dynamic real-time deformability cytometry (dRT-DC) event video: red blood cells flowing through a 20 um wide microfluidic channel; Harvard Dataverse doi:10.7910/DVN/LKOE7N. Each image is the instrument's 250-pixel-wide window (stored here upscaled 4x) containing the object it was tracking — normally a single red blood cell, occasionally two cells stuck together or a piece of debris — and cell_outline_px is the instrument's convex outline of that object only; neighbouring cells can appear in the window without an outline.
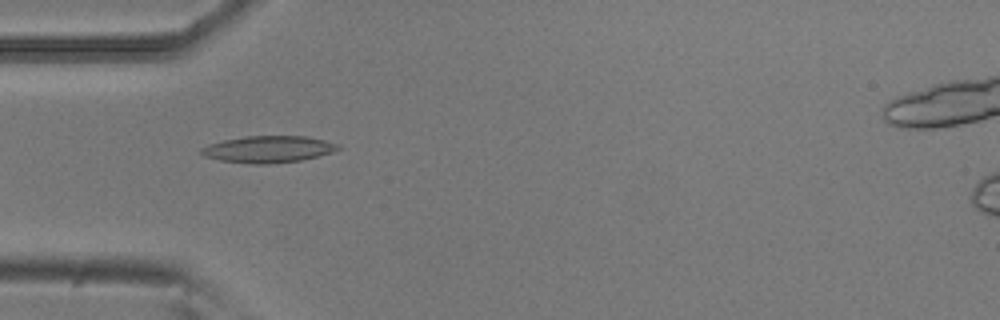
{"species": "common noctule bat (a hibernating species)", "species_latin": "Nyctalus noctula", "temperature_condition": "room temperature", "stored_images_in_passage": 53, "camera_frame_rate_fps": 3000, "um_per_image_px": 0.085, "animal": {"sex": "male", "body_mass_g": 20.5, "forearm_length_mm": 52.5}, "frame": {"image": 1, "passage_image": 16, "time_ms": 5.0, "image_size_px": [1000, 320], "cell_outline_px": [[340, 148], [332, 152], [300, 160], [268, 164], [252, 164], [220, 160], [204, 156], [200, 152], [200, 148], [208, 144], [224, 140], [244, 136], [304, 136], [324, 140], [340, 144]], "centroid_in_image_um": [22.78, 12.68], "position_along_channel_um": 62.2, "area_um2": 21.21}}
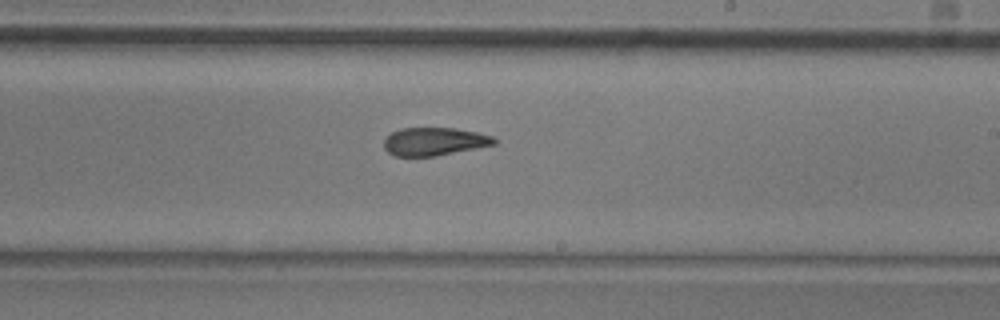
{"frame": {"image": 2, "passage_image": 31, "time_ms": 10.0, "image_size_px": [1000, 320], "cell_outline_px": [[496, 144], [436, 156], [396, 156], [388, 152], [384, 148], [384, 140], [392, 132], [400, 128], [456, 128], [476, 132], [492, 136], [496, 140]], "centroid_in_image_um": [36.91, 12.02], "position_along_channel_um": 252.1, "area_um2": 17.92}}
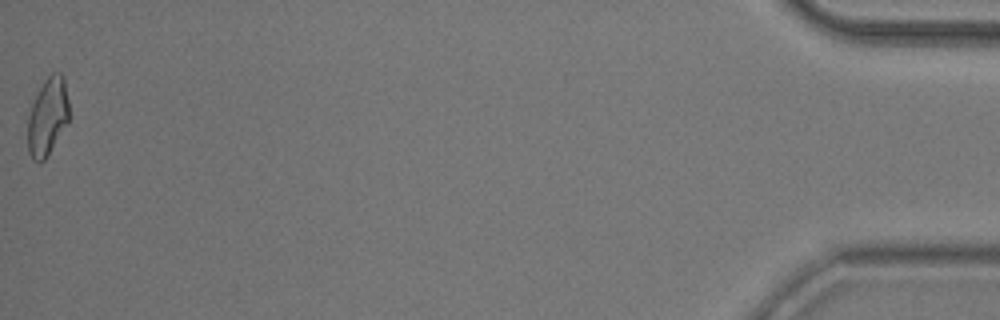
{"frame": {"image": 3, "passage_image": 53, "time_ms": 17.333, "image_size_px": [1000, 320], "cell_outline_px": [[68, 120], [48, 156], [44, 160], [32, 160], [28, 152], [28, 116], [32, 104], [44, 80], [52, 72], [60, 72], [64, 76], [68, 100]], "centroid_in_image_um": [4.04, 9.9], "position_along_channel_um": 431.2, "area_um2": 18.5}, "authors_computed_cell_mechanics": {"area_um2": 19.2474, "velocity_mm_per_s": 3.799, "shape_relaxation_time_tau1_ms": 10.2989, "shape_relaxation_time_tau2_ms": 3.565, "deformation_change_tau1": 0.2254, "deformation_change_tau2": 0.126}}